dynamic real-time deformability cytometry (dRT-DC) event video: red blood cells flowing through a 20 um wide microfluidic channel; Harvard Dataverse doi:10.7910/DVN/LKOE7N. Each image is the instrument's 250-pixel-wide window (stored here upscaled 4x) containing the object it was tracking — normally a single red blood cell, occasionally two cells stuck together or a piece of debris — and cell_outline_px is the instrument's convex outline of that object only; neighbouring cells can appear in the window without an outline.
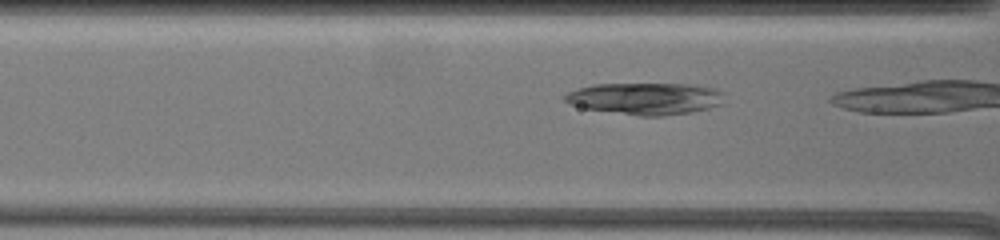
{"species": "common noctule bat (a hibernating species)", "species_latin": "Nyctalus noctula", "temperature_condition": "warm", "stored_images_in_passage": 9, "camera_frame_rate_fps": 3000, "um_per_image_px": 0.085, "animal": {"sex": "female", "body_mass_g": 19.5, "forearm_length_mm": 54.1}, "frame": {"image": 1, "passage_image": 3, "time_ms": 0.667, "image_size_px": [1000, 240], "cell_outline_px": [[724, 104], [692, 112], [664, 116], [640, 116], [588, 108], [568, 104], [560, 96], [568, 92], [592, 84], [688, 84], [712, 88], [724, 92]], "centroid_in_image_um": [54.88, 8.38], "position_along_channel_um": 111.7, "area_um2": 29.65}}
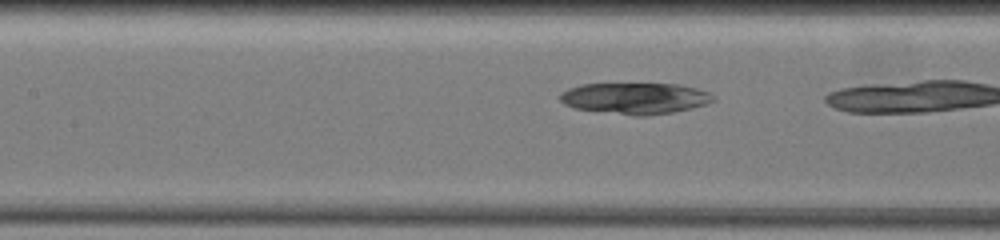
{"frame": {"image": 2, "passage_image": 7, "time_ms": 2.0, "image_size_px": [1000, 240], "cell_outline_px": [[716, 100], [708, 104], [672, 112], [648, 116], [632, 116], [576, 108], [564, 104], [560, 100], [560, 92], [568, 88], [580, 84], [680, 84], [696, 88], [708, 92], [716, 96]], "centroid_in_image_um": [54.0, 8.36], "position_along_channel_um": 153.4, "area_um2": 28.09}}